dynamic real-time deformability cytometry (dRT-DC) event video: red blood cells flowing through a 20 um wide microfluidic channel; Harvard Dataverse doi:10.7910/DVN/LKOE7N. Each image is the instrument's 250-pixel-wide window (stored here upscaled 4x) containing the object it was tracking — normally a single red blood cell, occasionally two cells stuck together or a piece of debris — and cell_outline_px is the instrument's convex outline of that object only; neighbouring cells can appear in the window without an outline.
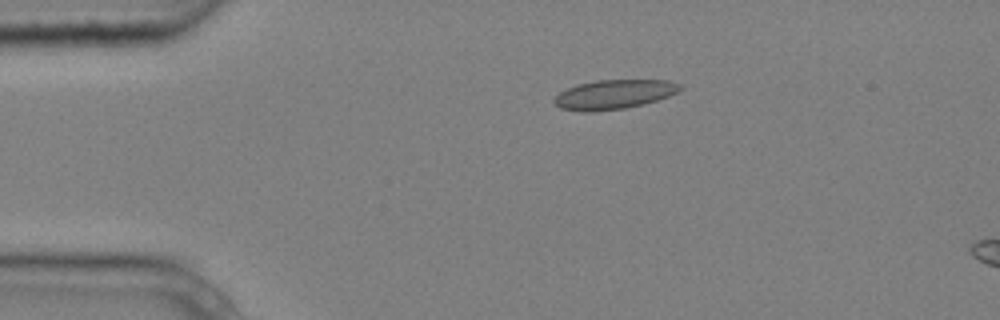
{"species": "common noctule bat (a hibernating species)", "species_latin": "Nyctalus noctula", "temperature_condition": "cold", "stored_images_in_passage": 5, "camera_frame_rate_fps": 3000, "um_per_image_px": 0.085, "animal": {"sex": "male", "body_mass_g": 20.4}, "frame": {"image": 1, "passage_image": 3, "time_ms": 0.667, "image_size_px": [1000, 320], "cell_outline_px": [[684, 88], [668, 96], [644, 104], [624, 108], [592, 112], [580, 112], [560, 108], [552, 104], [552, 100], [560, 92], [576, 84], [596, 80], [668, 80], [680, 84]], "centroid_in_image_um": [52.14, 8.03], "position_along_channel_um": 32.9, "area_um2": 21.68}}